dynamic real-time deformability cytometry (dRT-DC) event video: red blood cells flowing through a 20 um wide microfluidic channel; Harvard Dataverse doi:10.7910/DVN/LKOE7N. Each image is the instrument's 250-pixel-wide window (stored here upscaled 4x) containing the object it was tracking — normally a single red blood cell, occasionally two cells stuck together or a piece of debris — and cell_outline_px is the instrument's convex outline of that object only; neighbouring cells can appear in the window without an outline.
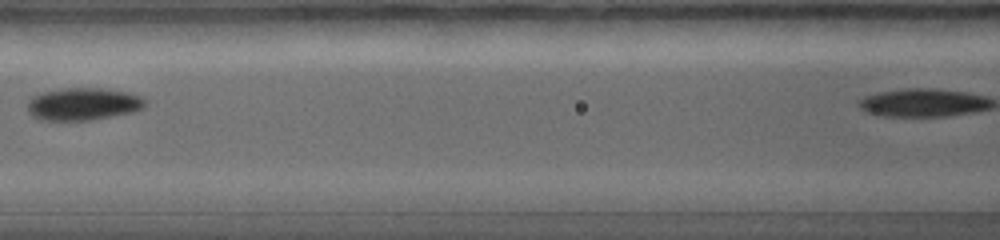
{"species": "common noctule bat (a hibernating species)", "species_latin": "Nyctalus noctula", "temperature_condition": "warm", "stored_images_in_passage": 15, "camera_frame_rate_fps": 5000, "um_per_image_px": 0.085, "animal": {"sex": "female", "body_mass_g": 19.0, "forearm_length_mm": 56.7}, "frame": {"image": 1, "passage_image": 7, "time_ms": 2.2, "image_size_px": [1000, 240], "cell_outline_px": [[148, 100], [144, 108], [136, 112], [92, 120], [40, 120], [32, 116], [28, 112], [28, 100], [32, 96], [40, 92], [60, 88], [104, 88], [128, 92], [140, 96]], "centroid_in_image_um": [7.09, 8.84], "position_along_channel_um": 159.5, "area_um2": 22.77}}
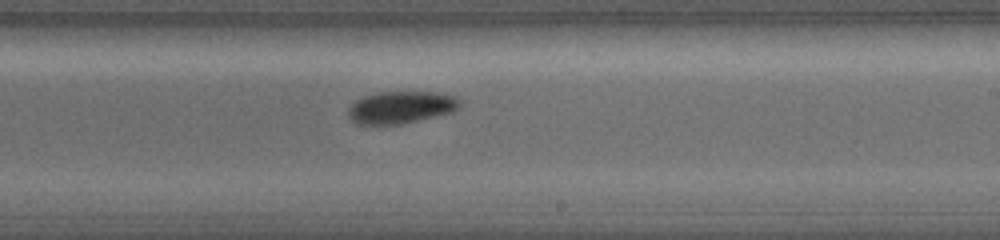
{"frame": {"image": 2, "passage_image": 11, "time_ms": 3.6, "image_size_px": [1000, 240], "cell_outline_px": [[460, 104], [452, 112], [400, 124], [356, 124], [348, 116], [348, 108], [356, 100], [364, 96], [380, 92], [436, 92], [456, 96], [460, 100]], "centroid_in_image_um": [34.06, 9.11], "position_along_channel_um": 254.9, "area_um2": 20.75}}
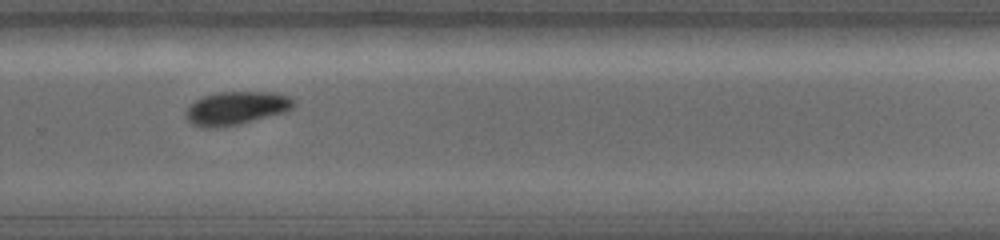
{"frame": {"image": 3, "passage_image": 13, "time_ms": 4.4, "image_size_px": [1000, 240], "cell_outline_px": [[296, 104], [292, 108], [284, 112], [236, 124], [216, 128], [204, 128], [192, 124], [184, 116], [184, 112], [196, 100], [204, 96], [220, 92], [276, 92], [288, 96], [296, 100]], "centroid_in_image_um": [20.08, 9.18], "position_along_channel_um": 309.7, "area_um2": 20.75}}